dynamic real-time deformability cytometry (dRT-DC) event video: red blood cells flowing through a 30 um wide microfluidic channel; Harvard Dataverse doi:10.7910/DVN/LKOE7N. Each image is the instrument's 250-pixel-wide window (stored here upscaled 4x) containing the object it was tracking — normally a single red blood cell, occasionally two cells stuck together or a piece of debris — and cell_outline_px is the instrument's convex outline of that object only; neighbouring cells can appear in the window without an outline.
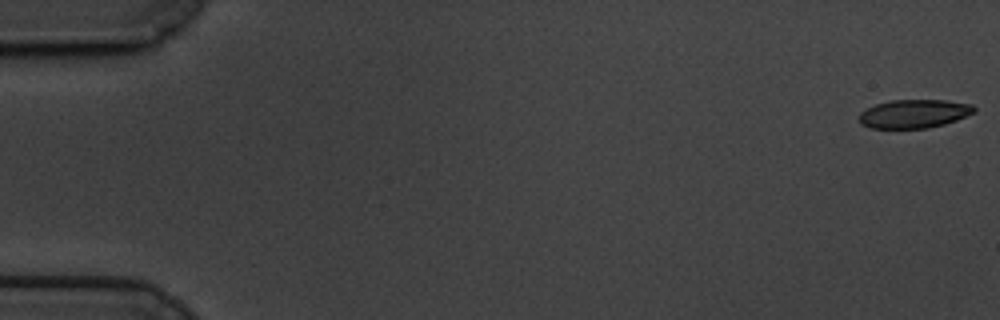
{"species": "common noctule bat (a hibernating species)", "species_latin": "Nyctalus noctula", "temperature_condition": "cold", "stored_images_in_passage": 10, "camera_frame_rate_fps": 3000, "um_per_image_px": 0.085, "animal": {"sex": "male", "body_mass_g": 19.5, "forearm_length_mm": 54.6}, "frame": {"image": 1, "passage_image": 1, "time_ms": 0.0, "image_size_px": [1000, 320], "cell_outline_px": [[976, 112], [956, 120], [944, 124], [928, 128], [872, 128], [860, 124], [860, 112], [876, 104], [888, 100], [944, 100], [972, 104], [976, 108]], "centroid_in_image_um": [77.71, 9.66], "position_along_channel_um": 7.3, "area_um2": 19.13}}